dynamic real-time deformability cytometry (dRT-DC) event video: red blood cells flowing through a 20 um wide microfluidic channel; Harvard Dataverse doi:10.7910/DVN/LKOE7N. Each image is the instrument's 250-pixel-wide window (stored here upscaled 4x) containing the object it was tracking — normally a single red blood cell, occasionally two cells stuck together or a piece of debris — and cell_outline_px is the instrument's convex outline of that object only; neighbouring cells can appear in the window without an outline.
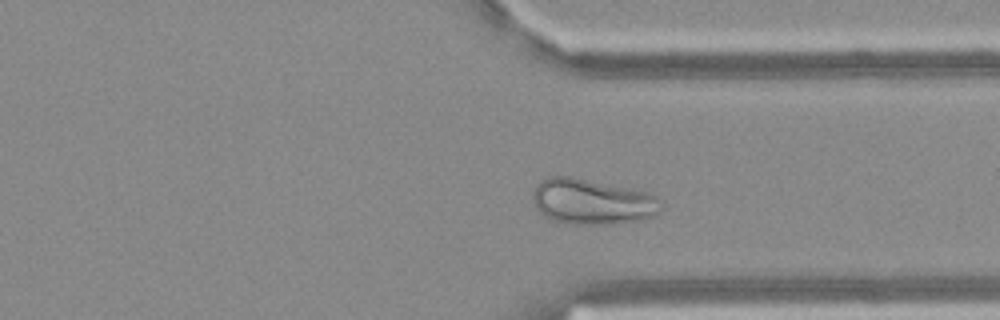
{"species": "Egyptian fruit bat (a non-hibernating species)", "species_latin": "Rousettus aegyptiacus", "temperature_condition": "warm", "stored_images_in_passage": 38, "camera_frame_rate_fps": 3000, "um_per_image_px": 0.085, "frame": {"image": 1, "passage_image": 25, "time_ms": 8.0, "image_size_px": [1000, 320], "cell_outline_px": [[664, 208], [660, 212], [652, 216], [640, 220], [616, 224], [572, 224], [556, 220], [544, 216], [532, 204], [532, 192], [536, 184], [540, 180], [548, 176], [572, 176], [632, 188], [648, 192], [656, 196], [660, 200]], "centroid_in_image_um": [50.34, 17.13], "position_along_channel_um": 361.1, "area_um2": 34.62}}
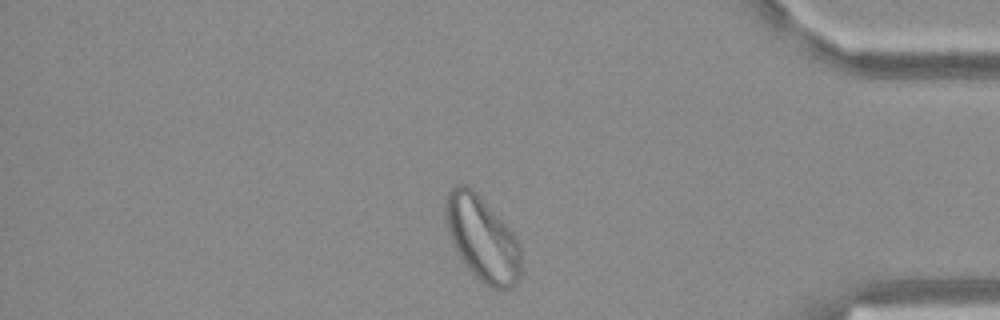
{"frame": {"image": 2, "passage_image": 30, "time_ms": 9.667, "image_size_px": [1000, 320], "cell_outline_px": [[520, 280], [512, 288], [492, 288], [484, 284], [468, 268], [456, 252], [452, 244], [444, 220], [444, 200], [448, 192], [456, 184], [464, 184], [472, 188], [480, 196], [512, 232], [520, 244]], "centroid_in_image_um": [40.95, 20.27], "position_along_channel_um": 394.2, "area_um2": 37.34}}